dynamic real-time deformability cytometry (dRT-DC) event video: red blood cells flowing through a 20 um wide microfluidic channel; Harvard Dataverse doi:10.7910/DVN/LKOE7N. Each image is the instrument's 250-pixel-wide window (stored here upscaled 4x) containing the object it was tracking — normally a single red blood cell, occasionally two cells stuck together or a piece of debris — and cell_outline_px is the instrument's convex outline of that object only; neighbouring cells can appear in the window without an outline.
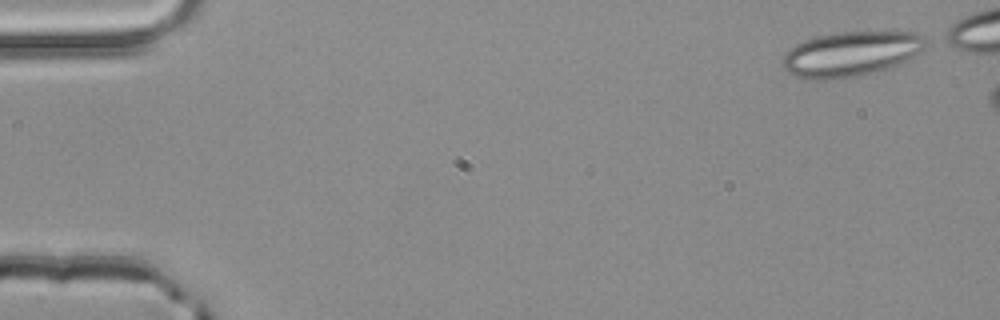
{"species": "common noctule bat (a hibernating species)", "species_latin": "Nyctalus noctula", "temperature_condition": "room temperature", "stored_images_in_passage": 45, "camera_frame_rate_fps": 3000, "um_per_image_px": 0.085, "animal": {"sex": "male", "body_mass_g": 20.4}, "frame": {"image": 1, "passage_image": 1, "time_ms": 0.0, "image_size_px": [1000, 320], "cell_outline_px": [[924, 48], [912, 60], [896, 68], [836, 80], [804, 80], [788, 72], [780, 64], [784, 52], [796, 44], [804, 40], [816, 36], [840, 32], [916, 32], [924, 36]], "centroid_in_image_um": [72.33, 4.62], "position_along_channel_um": 12.7, "area_um2": 38.38}}
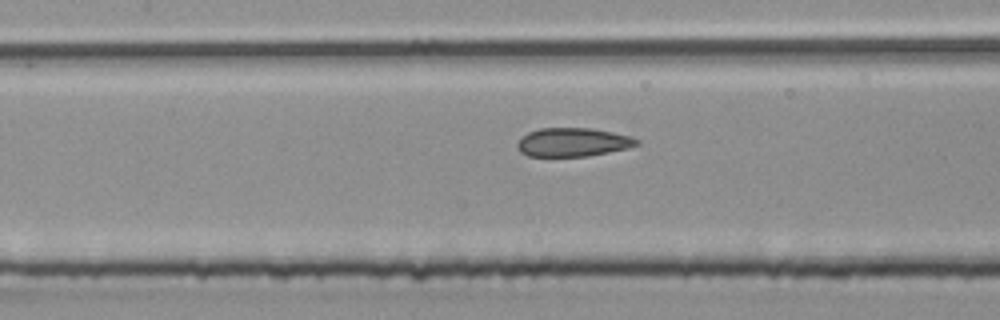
{"frame": {"image": 2, "passage_image": 22, "time_ms": 7.0, "image_size_px": [1000, 320], "cell_outline_px": [[640, 144], [628, 148], [588, 156], [528, 156], [520, 152], [516, 148], [516, 144], [528, 132], [540, 128], [592, 128], [632, 136], [640, 140]], "centroid_in_image_um": [48.72, 12.09], "position_along_channel_um": 158.7, "area_um2": 20.0}}
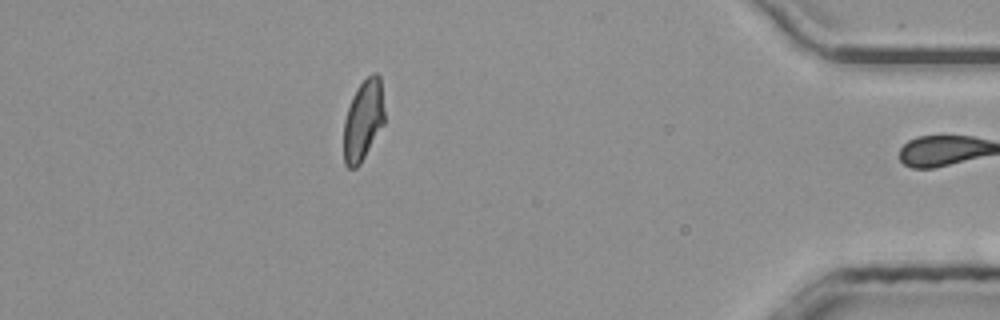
{"frame": {"image": 3, "passage_image": 44, "time_ms": 14.333, "image_size_px": [1000, 320], "cell_outline_px": [[384, 124], [360, 164], [356, 168], [348, 168], [344, 164], [344, 120], [352, 96], [356, 88], [372, 72], [376, 72], [380, 76], [384, 112]], "centroid_in_image_um": [30.87, 10.22], "position_along_channel_um": 404.3, "area_um2": 19.19}, "authors_computed_cell_mechanics": {"area_um2": 20.519, "velocity_mm_per_s": 4.0158, "shape_relaxation_time_tau1_ms": null, "shape_relaxation_time_tau2_ms": 1.3285, "deformation_change_tau1": null, "deformation_change_tau2": 0.0876}}